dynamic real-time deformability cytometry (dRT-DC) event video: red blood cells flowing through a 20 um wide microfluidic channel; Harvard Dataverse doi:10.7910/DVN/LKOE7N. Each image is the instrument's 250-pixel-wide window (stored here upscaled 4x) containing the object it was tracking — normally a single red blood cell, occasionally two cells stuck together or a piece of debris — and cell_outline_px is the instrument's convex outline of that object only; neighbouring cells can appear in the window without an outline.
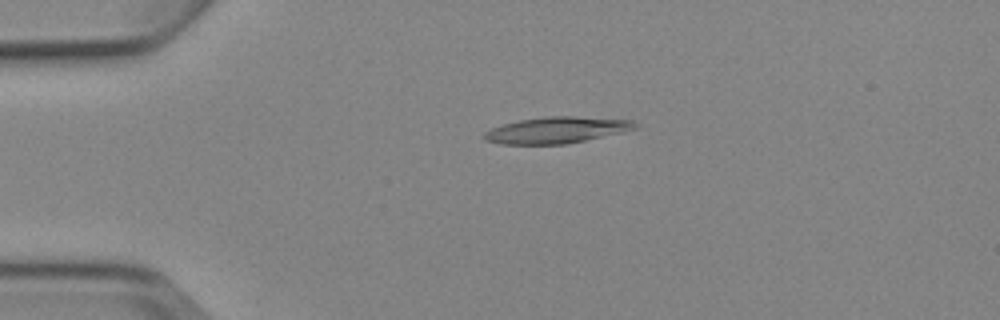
{"species": "Egyptian fruit bat (a non-hibernating species)", "species_latin": "Rousettus aegyptiacus", "temperature_condition": "cold", "stored_images_in_passage": 3, "camera_frame_rate_fps": 3000, "um_per_image_px": 0.085, "animal": {"sex": "female"}, "frame": {"image": 1, "passage_image": 2, "time_ms": 1.0, "image_size_px": [1000, 320], "cell_outline_px": [[640, 128], [568, 144], [500, 144], [484, 140], [484, 132], [492, 128], [504, 124], [520, 120], [544, 116], [576, 116], [632, 120]], "centroid_in_image_um": [47.33, 11.05], "position_along_channel_um": 37.7, "area_um2": 23.18}}